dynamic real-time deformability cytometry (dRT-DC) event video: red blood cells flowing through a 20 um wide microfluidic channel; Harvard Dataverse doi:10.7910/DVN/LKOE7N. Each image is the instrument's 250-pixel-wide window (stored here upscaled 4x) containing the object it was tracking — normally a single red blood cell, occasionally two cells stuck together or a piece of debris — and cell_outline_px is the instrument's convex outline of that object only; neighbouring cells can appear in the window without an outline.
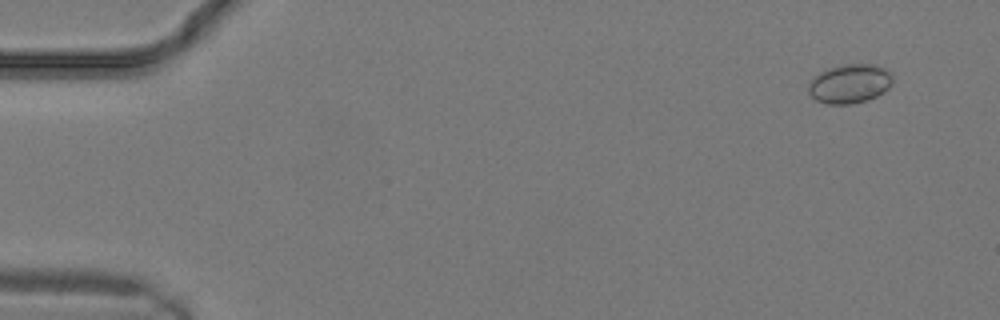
{"species": "common noctule bat (a hibernating species)", "species_latin": "Nyctalus noctula", "temperature_condition": "warm", "stored_images_in_passage": 7, "camera_frame_rate_fps": 3000, "um_per_image_px": 0.085, "animal": {"sex": "male", "body_mass_g": 19.2, "forearm_length_mm": 51.8}, "frame": {"image": 1, "passage_image": 1, "time_ms": 0.0, "image_size_px": [1000, 320], "cell_outline_px": [[892, 84], [884, 92], [868, 100], [848, 104], [828, 104], [816, 100], [808, 92], [808, 84], [812, 76], [828, 68], [840, 64], [876, 64], [888, 68], [892, 72]], "centroid_in_image_um": [72.24, 7.09], "position_along_channel_um": 12.8, "area_um2": 19.59}}